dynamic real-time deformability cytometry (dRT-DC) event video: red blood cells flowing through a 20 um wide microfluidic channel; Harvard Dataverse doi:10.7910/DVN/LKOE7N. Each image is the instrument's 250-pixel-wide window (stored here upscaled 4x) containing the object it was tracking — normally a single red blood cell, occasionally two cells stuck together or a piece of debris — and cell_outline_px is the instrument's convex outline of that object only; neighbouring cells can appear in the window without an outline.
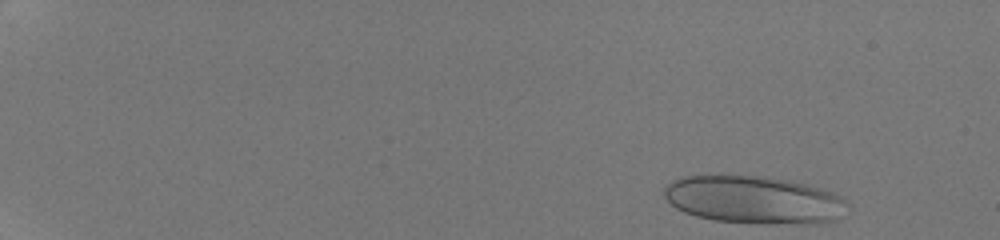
{"species": "human", "species_latin": "Homo sapiens", "temperature_condition": "room temperature", "stored_images_in_passage": 43, "camera_frame_rate_fps": 3000, "um_per_image_px": 0.085, "donor": {"sex": "male"}, "frame": {"image": 1, "passage_image": 2, "time_ms": 0.333, "image_size_px": [1000, 240], "cell_outline_px": [[848, 204], [836, 220], [768, 224], [764, 224], [716, 220], [696, 216], [684, 212], [676, 208], [664, 196], [664, 188], [668, 184], [684, 176], [768, 176], [788, 180], [804, 184], [832, 192], [840, 196]], "centroid_in_image_um": [64.03, 16.97], "position_along_channel_um": 21.0, "area_um2": 50.05}}
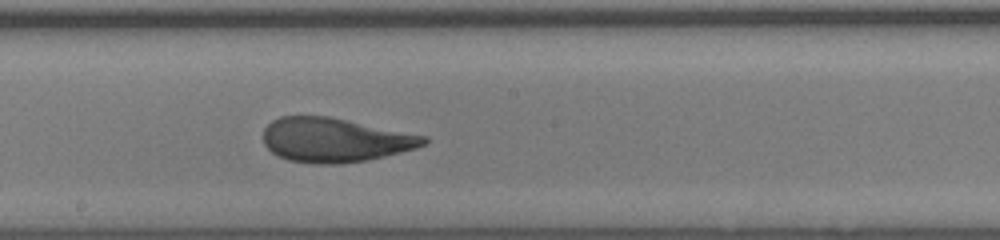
{"frame": {"image": 2, "passage_image": 28, "time_ms": 9.0, "image_size_px": [1000, 240], "cell_outline_px": [[428, 144], [416, 148], [368, 160], [340, 164], [312, 164], [288, 160], [272, 152], [264, 144], [264, 128], [272, 120], [280, 116], [328, 116], [428, 136]], "centroid_in_image_um": [28.48, 11.9], "position_along_channel_um": 219.7, "area_um2": 41.44}}
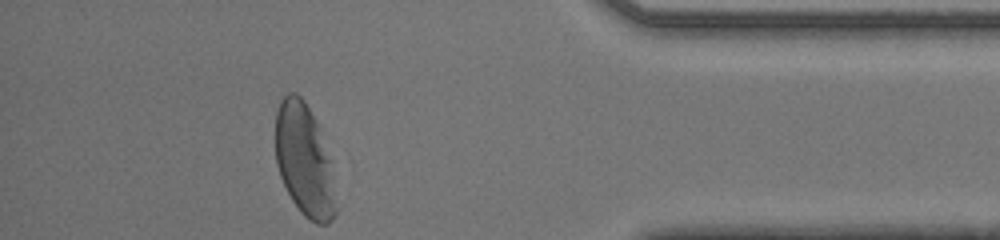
{"frame": {"image": 3, "passage_image": 43, "time_ms": 14.0, "image_size_px": [1000, 240], "cell_outline_px": [[336, 212], [328, 224], [316, 224], [308, 220], [300, 212], [292, 200], [280, 176], [276, 164], [276, 112], [280, 100], [288, 92], [296, 92], [304, 100], [320, 128], [332, 160], [336, 208]], "centroid_in_image_um": [25.88, 13.62], "position_along_channel_um": 409.3, "area_um2": 40.0}, "authors_computed_cell_mechanics": {"area_um2": 42.8298, "velocity_mm_per_s": 4.2716, "shape_relaxation_time_tau1_ms": null, "shape_relaxation_time_tau2_ms": 0.7263, "deformation_change_tau1": null, "deformation_change_tau2": 0.0771}}